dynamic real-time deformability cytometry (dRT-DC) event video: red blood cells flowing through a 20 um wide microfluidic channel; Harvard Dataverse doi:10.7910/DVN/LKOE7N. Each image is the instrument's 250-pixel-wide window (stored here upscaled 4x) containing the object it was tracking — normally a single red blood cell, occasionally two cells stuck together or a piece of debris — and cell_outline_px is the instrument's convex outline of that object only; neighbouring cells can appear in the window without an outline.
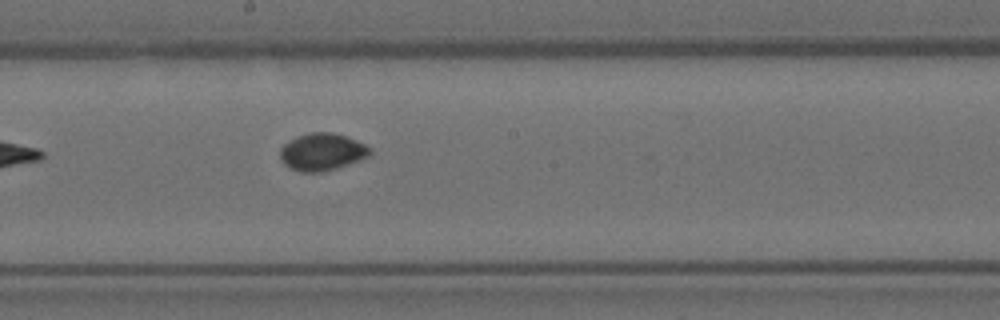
{"species": "Egyptian fruit bat (a non-hibernating species)", "species_latin": "Rousettus aegyptiacus", "temperature_condition": "room temperature", "stored_images_in_passage": 6, "camera_frame_rate_fps": 3000, "um_per_image_px": 0.085, "animal": {"sex": "female"}, "frame": {"image": 1, "passage_image": 6, "time_ms": 1.667, "image_size_px": [1000, 320], "cell_outline_px": [[372, 152], [368, 156], [336, 168], [320, 172], [300, 172], [284, 164], [280, 160], [280, 148], [284, 144], [296, 136], [308, 132], [332, 132], [344, 136], [364, 144], [372, 148]], "centroid_in_image_um": [27.34, 12.9], "position_along_channel_um": 220.9, "area_um2": 19.36}}